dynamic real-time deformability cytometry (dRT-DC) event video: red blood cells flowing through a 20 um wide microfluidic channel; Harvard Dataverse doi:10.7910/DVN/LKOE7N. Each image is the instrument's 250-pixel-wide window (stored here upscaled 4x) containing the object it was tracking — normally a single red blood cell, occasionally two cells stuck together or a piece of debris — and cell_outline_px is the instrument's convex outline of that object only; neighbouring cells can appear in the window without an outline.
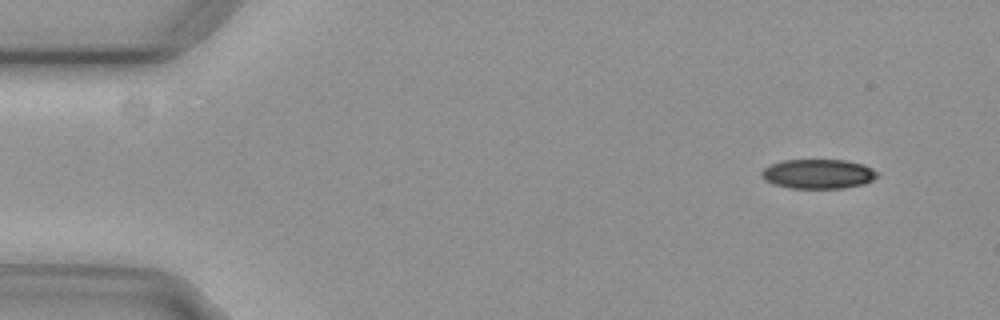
{"species": "common noctule bat (a hibernating species)", "species_latin": "Nyctalus noctula", "temperature_condition": "cold", "stored_images_in_passage": 52, "camera_frame_rate_fps": 3000, "um_per_image_px": 0.085, "animal": {"sex": "female", "body_mass_g": 29.2, "forearm_length_mm": 56.3}, "frame": {"image": 1, "passage_image": 1, "time_ms": 0.0, "image_size_px": [1000, 320], "cell_outline_px": [[876, 176], [872, 180], [864, 184], [844, 188], [788, 188], [772, 184], [764, 180], [760, 176], [760, 172], [764, 168], [772, 164], [784, 160], [844, 160], [864, 164], [872, 168], [876, 172]], "centroid_in_image_um": [69.5, 14.79], "position_along_channel_um": 15.5, "area_um2": 19.94}}
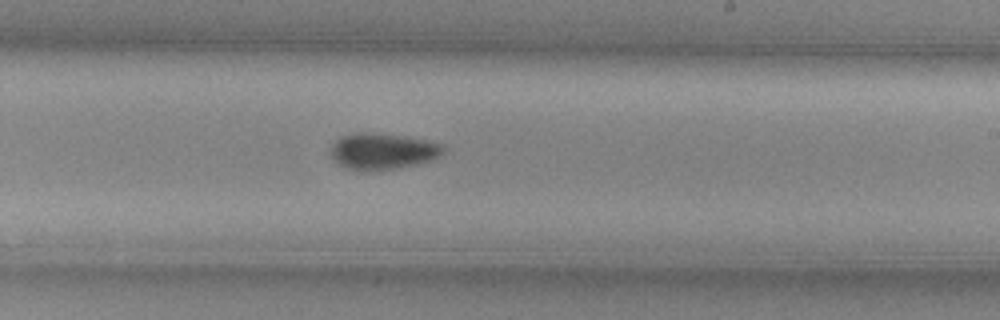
{"frame": {"image": 2, "passage_image": 29, "time_ms": 9.333, "image_size_px": [1000, 320], "cell_outline_px": [[444, 148], [436, 156], [420, 164], [400, 168], [376, 172], [360, 172], [344, 168], [336, 164], [328, 156], [328, 148], [340, 136], [356, 132], [372, 132], [404, 136], [444, 144]], "centroid_in_image_um": [32.37, 12.89], "position_along_channel_um": 256.6, "area_um2": 24.62}}
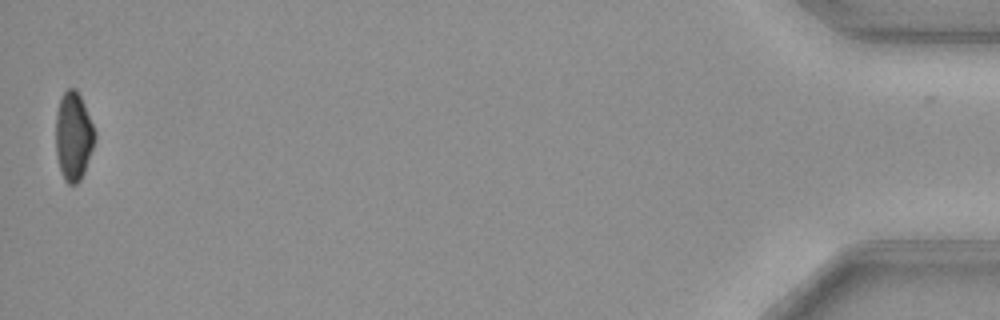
{"frame": {"image": 3, "passage_image": 51, "time_ms": 16.667, "image_size_px": [1000, 320], "cell_outline_px": [[96, 136], [84, 172], [80, 180], [76, 184], [68, 184], [64, 180], [60, 168], [56, 152], [56, 116], [60, 96], [68, 88], [76, 88], [80, 96], [96, 132]], "centroid_in_image_um": [6.23, 11.56], "position_along_channel_um": 429.0, "area_um2": 19.94}, "authors_computed_cell_mechanics": {"area_um2": 21.5883, "velocity_mm_per_s": 3.7296, "shape_relaxation_time_tau1_ms": 3.6099, "shape_relaxation_time_tau2_ms": null, "deformation_change_tau1": 0.1084, "deformation_change_tau2": null}}